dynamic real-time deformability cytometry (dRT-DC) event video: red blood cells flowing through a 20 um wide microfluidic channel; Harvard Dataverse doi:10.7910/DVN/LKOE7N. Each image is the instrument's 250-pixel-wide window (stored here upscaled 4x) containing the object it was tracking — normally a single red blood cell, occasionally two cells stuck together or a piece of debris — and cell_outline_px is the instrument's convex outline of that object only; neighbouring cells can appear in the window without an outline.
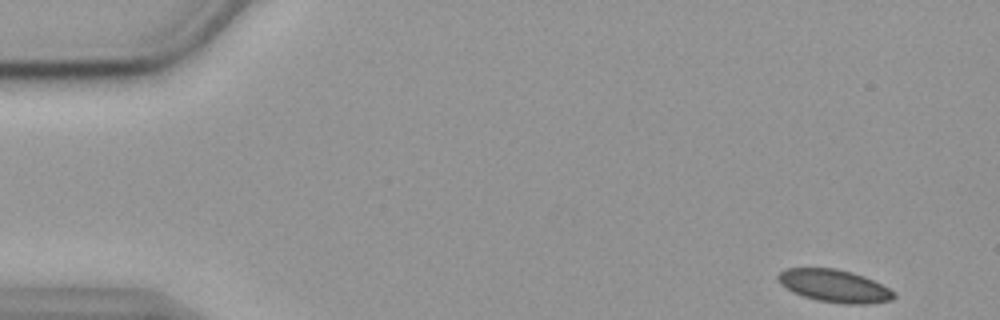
{"species": "common noctule bat (a hibernating species)", "species_latin": "Nyctalus noctula", "temperature_condition": "cold", "stored_images_in_passage": 54, "camera_frame_rate_fps": 3000, "um_per_image_px": 0.085, "animal": {"sex": "female", "body_mass_g": 19.9}, "frame": {"image": 1, "passage_image": 1, "time_ms": 0.0, "image_size_px": [1000, 320], "cell_outline_px": [[896, 296], [892, 300], [868, 304], [844, 304], [816, 300], [792, 292], [780, 284], [776, 276], [784, 268], [836, 268], [852, 272], [864, 276], [888, 288]], "centroid_in_image_um": [70.89, 24.3], "position_along_channel_um": 14.1, "area_um2": 22.02}}
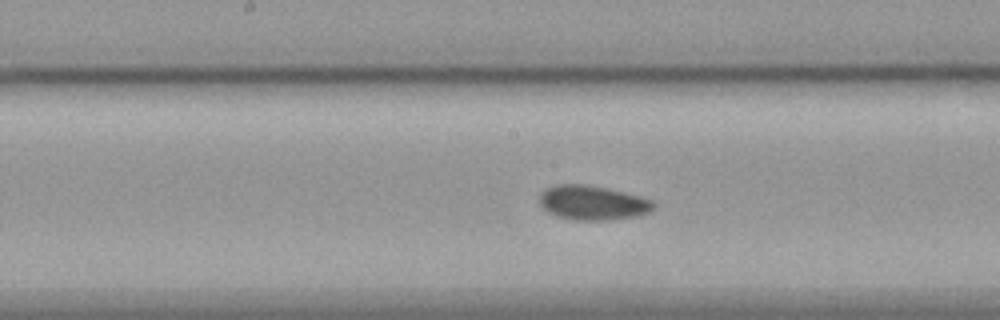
{"frame": {"image": 2, "passage_image": 26, "time_ms": 8.333, "image_size_px": [1000, 320], "cell_outline_px": [[656, 204], [648, 212], [636, 216], [608, 220], [572, 220], [556, 216], [548, 212], [540, 204], [540, 192], [556, 184], [584, 184], [608, 188], [640, 196], [652, 200]], "centroid_in_image_um": [50.36, 17.23], "position_along_channel_um": 197.8, "area_um2": 22.89}}
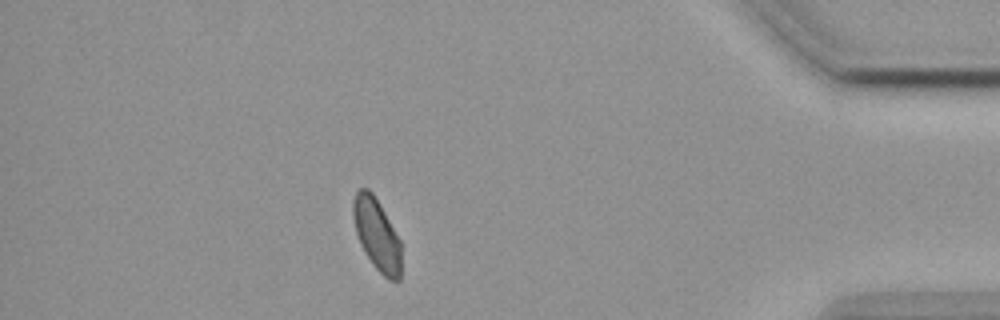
{"frame": {"image": 3, "passage_image": 47, "time_ms": 15.333, "image_size_px": [1000, 320], "cell_outline_px": [[400, 280], [388, 280], [372, 264], [364, 252], [360, 244], [356, 232], [352, 216], [352, 200], [356, 192], [360, 188], [368, 188], [372, 192], [380, 204], [400, 240]], "centroid_in_image_um": [32.0, 19.91], "position_along_channel_um": 403.2, "area_um2": 20.11}, "authors_computed_cell_mechanics": {"area_um2": 21.9929, "velocity_mm_per_s": 3.5462, "shape_relaxation_time_tau1_ms": 3.7495, "shape_relaxation_time_tau2_ms": 4.4259, "deformation_change_tau1": 0.0854, "deformation_change_tau2": 0.0722}}